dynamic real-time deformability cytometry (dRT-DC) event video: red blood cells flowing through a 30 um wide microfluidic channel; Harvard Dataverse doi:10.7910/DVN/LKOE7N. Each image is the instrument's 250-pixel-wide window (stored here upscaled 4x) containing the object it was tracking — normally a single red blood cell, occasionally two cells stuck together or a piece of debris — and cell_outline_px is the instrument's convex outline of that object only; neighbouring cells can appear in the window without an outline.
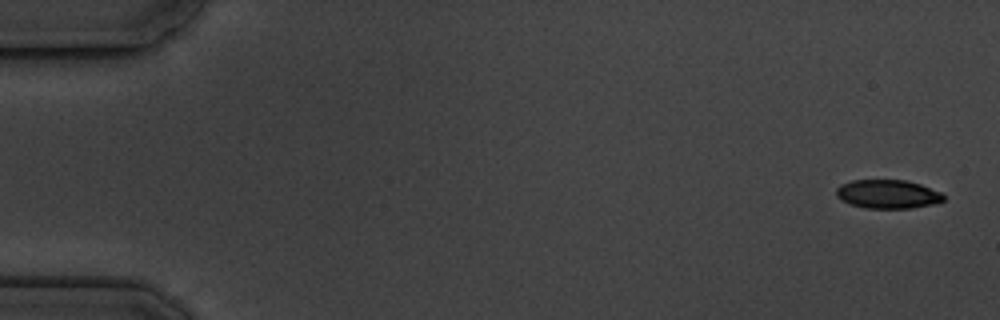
{"species": "common noctule bat (a hibernating species)", "species_latin": "Nyctalus noctula", "temperature_condition": "cold", "stored_images_in_passage": 5, "camera_frame_rate_fps": 3000, "um_per_image_px": 0.085, "animal": {"sex": "male", "body_mass_g": 19.5, "forearm_length_mm": 54.6}, "frame": {"image": 1, "passage_image": 1, "time_ms": 0.0, "image_size_px": [1000, 320], "cell_outline_px": [[944, 200], [932, 204], [912, 208], [864, 208], [852, 204], [836, 196], [836, 188], [840, 184], [852, 180], [904, 180], [920, 184], [940, 192], [944, 196]], "centroid_in_image_um": [75.44, 16.49], "position_along_channel_um": 9.6, "area_um2": 17.8}}